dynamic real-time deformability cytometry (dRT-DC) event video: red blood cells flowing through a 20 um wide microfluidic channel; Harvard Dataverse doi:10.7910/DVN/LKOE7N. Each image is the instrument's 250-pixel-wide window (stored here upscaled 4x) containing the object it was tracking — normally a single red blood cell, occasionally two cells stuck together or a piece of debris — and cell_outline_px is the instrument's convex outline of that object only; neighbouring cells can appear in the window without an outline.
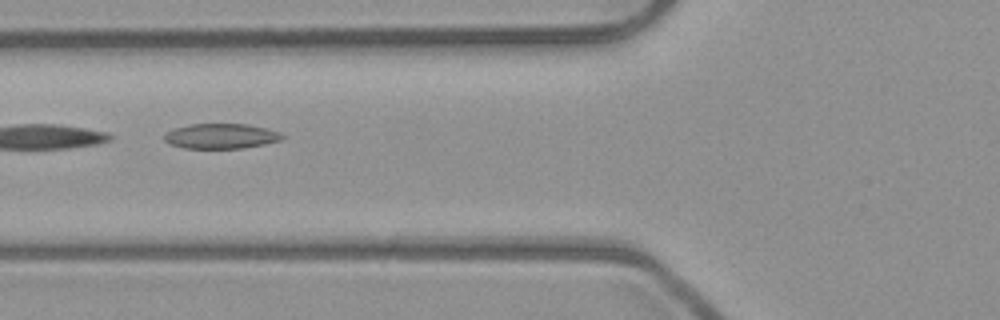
{"species": "common noctule bat (a hibernating species)", "species_latin": "Nyctalus noctula", "temperature_condition": "room temperature", "stored_images_in_passage": 6, "camera_frame_rate_fps": 3000, "um_per_image_px": 0.085, "animal": {"sex": "male", "body_mass_g": 23.1, "forearm_length_mm": 52.7}, "frame": {"image": 1, "passage_image": 6, "time_ms": 1.667, "image_size_px": [1000, 320], "cell_outline_px": [[284, 136], [280, 140], [264, 144], [240, 148], [184, 148], [172, 144], [164, 140], [164, 136], [168, 132], [176, 128], [192, 124], [248, 124], [280, 132]], "centroid_in_image_um": [18.8, 11.57], "position_along_channel_um": 107.0, "area_um2": 16.88}}